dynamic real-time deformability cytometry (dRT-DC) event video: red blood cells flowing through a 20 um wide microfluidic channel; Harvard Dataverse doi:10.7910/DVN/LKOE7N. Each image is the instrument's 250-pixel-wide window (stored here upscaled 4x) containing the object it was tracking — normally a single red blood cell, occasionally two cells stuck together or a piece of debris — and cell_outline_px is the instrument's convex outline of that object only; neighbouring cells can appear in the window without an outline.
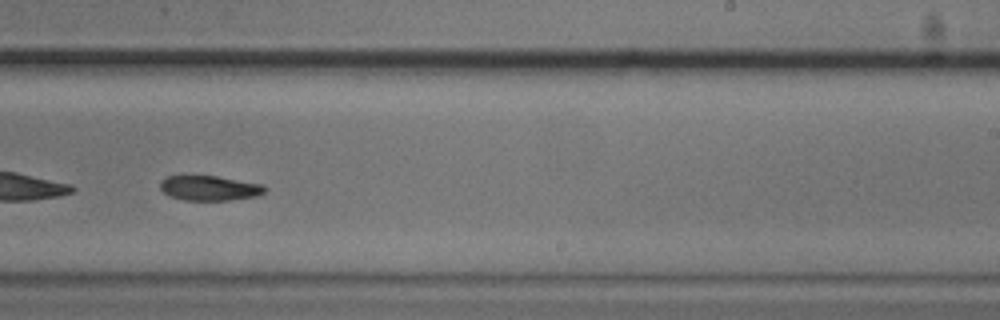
{"species": "common noctule bat (a hibernating species)", "species_latin": "Nyctalus noctula", "temperature_condition": "cold", "stored_images_in_passage": 52, "segment_of_instrument_passage": [2, 2], "camera_frame_rate_fps": 3000, "um_per_image_px": 0.085, "animal": {"sex": "male", "body_mass_g": 20.5, "forearm_length_mm": 52.5}, "frame": {"image": 1, "passage_image": 34, "time_ms": 11.0, "image_size_px": [1000, 320], "cell_outline_px": [[268, 188], [264, 192], [256, 196], [228, 200], [184, 200], [168, 196], [160, 188], [160, 180], [164, 176], [216, 176], [264, 184]], "centroid_in_image_um": [17.8, 15.98], "position_along_channel_um": 271.2, "area_um2": 15.26}}